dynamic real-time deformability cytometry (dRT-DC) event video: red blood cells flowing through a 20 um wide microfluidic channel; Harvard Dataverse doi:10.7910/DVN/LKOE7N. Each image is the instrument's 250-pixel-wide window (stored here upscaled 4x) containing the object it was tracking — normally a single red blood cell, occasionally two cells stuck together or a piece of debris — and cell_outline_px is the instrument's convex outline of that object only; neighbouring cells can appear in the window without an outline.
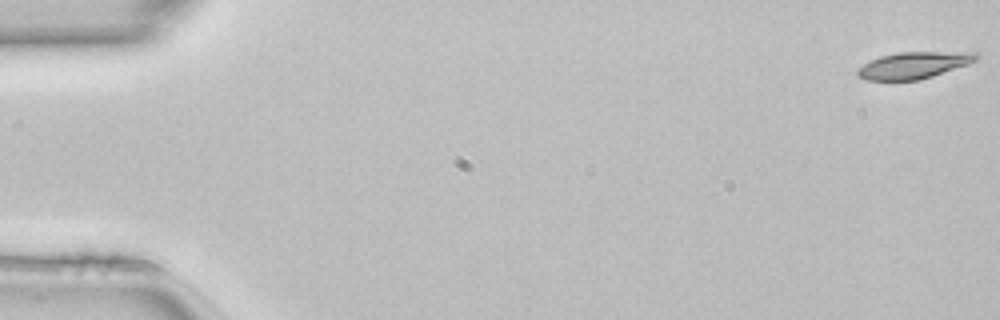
{"species": "common noctule bat (a hibernating species)", "species_latin": "Nyctalus noctula", "temperature_condition": "room temperature", "stored_images_in_passage": 50, "camera_frame_rate_fps": 3000, "um_per_image_px": 0.085, "animal": {"sex": "female", "body_mass_g": 22.7, "forearm_length_mm": 54.2}, "frame": {"image": 1, "passage_image": 1, "time_ms": 0.0, "image_size_px": [1000, 320], "cell_outline_px": [[980, 56], [976, 60], [968, 64], [932, 76], [916, 80], [864, 80], [856, 72], [856, 68], [880, 56], [896, 52], [976, 52]], "centroid_in_image_um": [77.66, 5.53], "position_along_channel_um": 7.3, "area_um2": 18.32}}
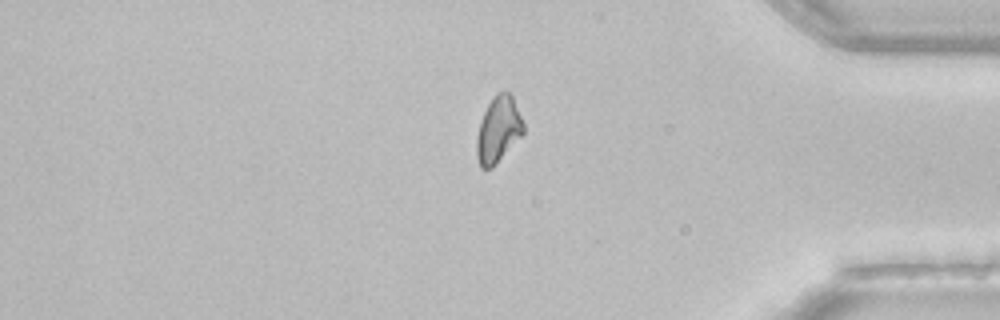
{"frame": {"image": 2, "passage_image": 42, "time_ms": 13.667, "image_size_px": [1000, 320], "cell_outline_px": [[524, 132], [496, 164], [492, 168], [480, 168], [476, 156], [476, 136], [480, 120], [488, 104], [496, 92], [508, 92], [512, 96], [524, 124]], "centroid_in_image_um": [42.32, 11.03], "position_along_channel_um": 392.9, "area_um2": 17.92}}
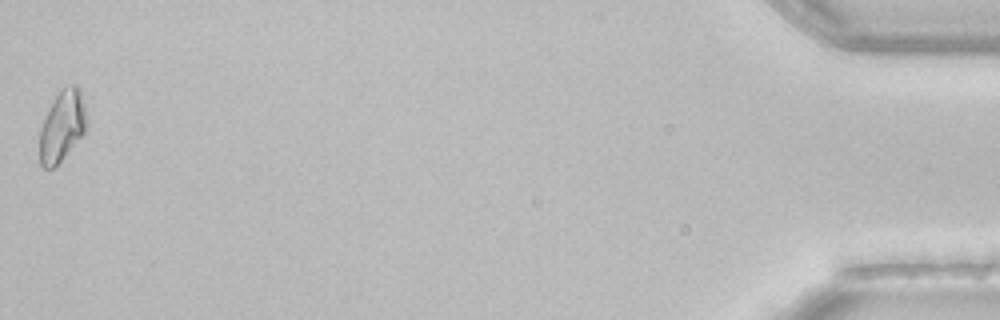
{"frame": {"image": 3, "passage_image": 50, "time_ms": 16.333, "image_size_px": [1000, 320], "cell_outline_px": [[88, 128], [64, 156], [52, 168], [44, 168], [40, 164], [40, 128], [48, 108], [52, 100], [64, 88], [72, 84], [76, 84], [80, 88], [88, 116]], "centroid_in_image_um": [5.31, 10.67], "position_along_channel_um": 429.9, "area_um2": 19.42}, "authors_computed_cell_mechanics": {"area_um2": 18.5538, "velocity_mm_per_s": 4.1213, "shape_relaxation_time_tau1_ms": 6.7562, "shape_relaxation_time_tau2_ms": null, "deformation_change_tau1": 0.1856, "deformation_change_tau2": null}}